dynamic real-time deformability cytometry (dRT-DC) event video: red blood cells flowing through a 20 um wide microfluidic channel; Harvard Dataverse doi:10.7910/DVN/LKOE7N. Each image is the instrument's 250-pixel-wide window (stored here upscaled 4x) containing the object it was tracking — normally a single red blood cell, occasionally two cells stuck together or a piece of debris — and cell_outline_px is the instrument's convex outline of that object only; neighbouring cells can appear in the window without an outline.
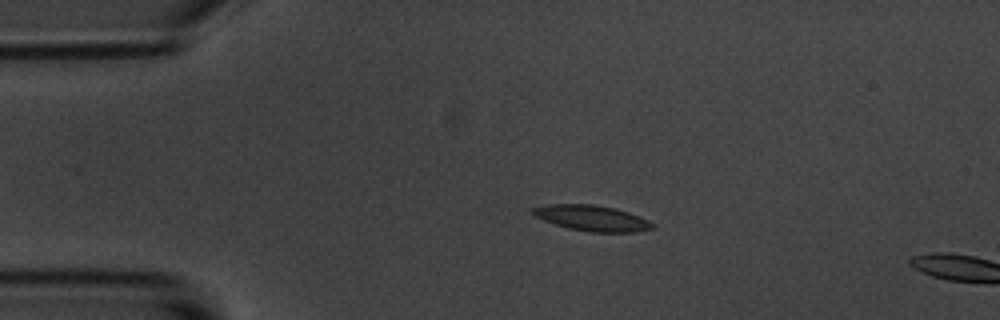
{"species": "common noctule bat (a hibernating species)", "species_latin": "Nyctalus noctula", "temperature_condition": "room temperature", "stored_images_in_passage": 46, "camera_frame_rate_fps": 3000, "um_per_image_px": 0.085, "animal": {"sex": "male", "body_mass_g": 20.1, "forearm_length_mm": 53.5}, "frame": {"image": 1, "passage_image": 10, "time_ms": 3.0, "image_size_px": [1000, 320], "cell_outline_px": [[656, 228], [632, 232], [592, 232], [568, 228], [544, 220], [536, 216], [532, 212], [532, 208], [548, 204], [592, 204], [616, 208], [628, 212], [648, 220], [656, 224]], "centroid_in_image_um": [50.36, 18.54], "position_along_channel_um": 34.6, "area_um2": 17.8}}
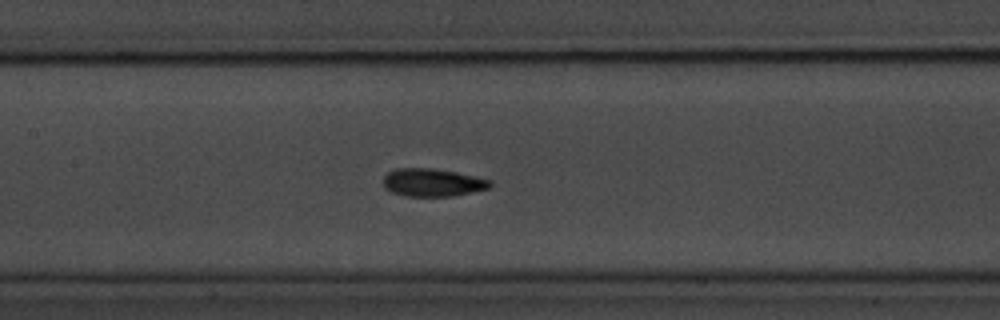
{"frame": {"image": 2, "passage_image": 24, "time_ms": 7.667, "image_size_px": [1000, 320], "cell_outline_px": [[492, 188], [452, 196], [404, 196], [392, 192], [384, 188], [384, 176], [388, 172], [396, 168], [432, 168], [456, 172], [492, 180]], "centroid_in_image_um": [36.78, 15.51], "position_along_channel_um": 170.6, "area_um2": 17.46}}
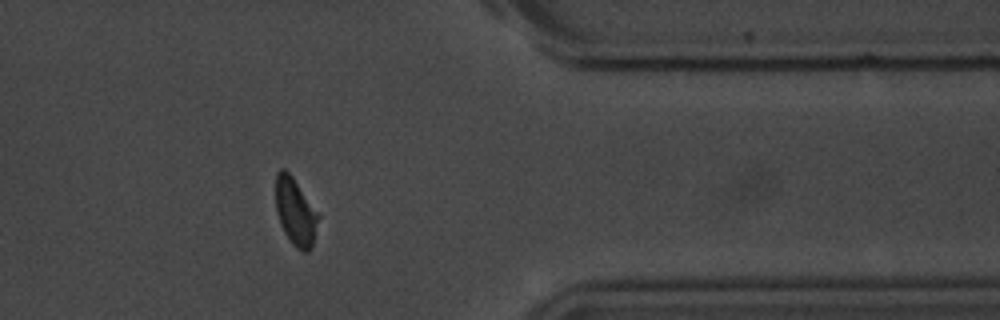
{"frame": {"image": 3, "passage_image": 43, "time_ms": 14.0, "image_size_px": [1000, 320], "cell_outline_px": [[320, 216], [312, 244], [308, 252], [304, 252], [296, 248], [292, 244], [284, 232], [280, 224], [276, 212], [276, 172], [280, 168], [284, 168], [292, 176], [320, 212]], "centroid_in_image_um": [25.12, 17.98], "position_along_channel_um": 386.3, "area_um2": 16.99}, "authors_computed_cell_mechanics": {"area_um2": 17.3111, "velocity_mm_per_s": 3.6761, "shape_relaxation_time_tau1_ms": 2.5803, "shape_relaxation_time_tau2_ms": 1.5505, "deformation_change_tau1": 0.1038, "deformation_change_tau2": 0.0601}}